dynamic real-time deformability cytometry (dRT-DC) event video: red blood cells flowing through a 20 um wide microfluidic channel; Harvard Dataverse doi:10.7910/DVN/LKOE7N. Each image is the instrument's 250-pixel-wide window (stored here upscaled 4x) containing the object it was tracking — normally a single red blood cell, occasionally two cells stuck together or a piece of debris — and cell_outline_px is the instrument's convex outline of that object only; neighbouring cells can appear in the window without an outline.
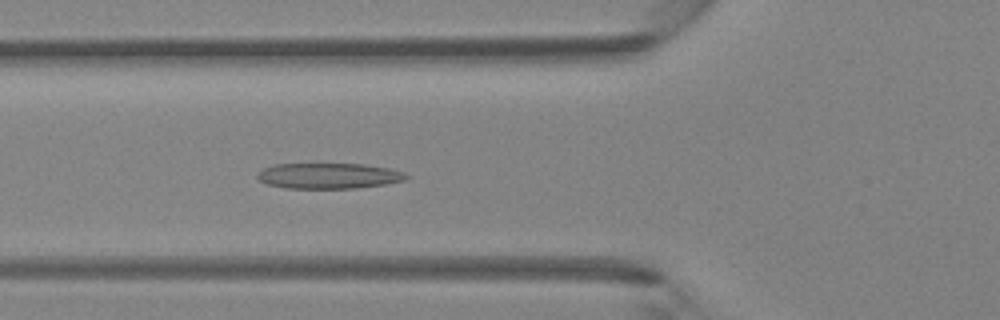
{"species": "Egyptian fruit bat (a non-hibernating species)", "species_latin": "Rousettus aegyptiacus", "temperature_condition": "room temperature", "stored_images_in_passage": 38, "camera_frame_rate_fps": 3000, "um_per_image_px": 0.085, "animal": {"sex": "female"}, "frame": {"image": 1, "passage_image": 8, "time_ms": 2.333, "image_size_px": [1000, 320], "cell_outline_px": [[412, 176], [408, 180], [384, 184], [356, 188], [284, 188], [268, 184], [260, 180], [256, 176], [264, 168], [272, 164], [364, 164], [388, 168], [404, 172]], "centroid_in_image_um": [27.99, 14.94], "position_along_channel_um": 97.8, "area_um2": 22.25}}
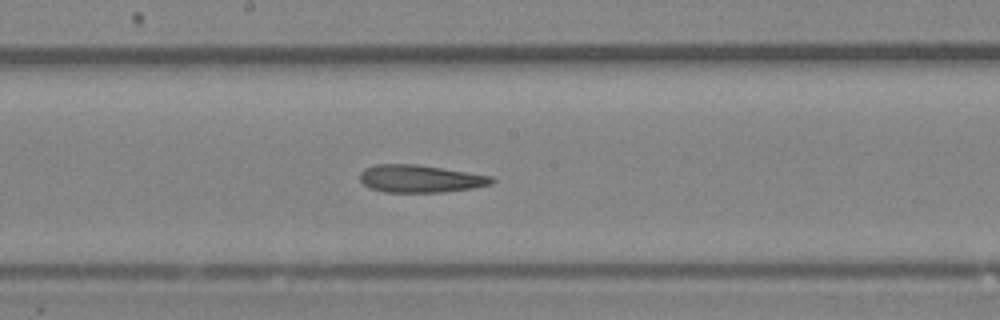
{"frame": {"image": 2, "passage_image": 16, "time_ms": 5.0, "image_size_px": [1000, 320], "cell_outline_px": [[496, 180], [492, 184], [472, 188], [444, 192], [384, 192], [368, 188], [360, 180], [360, 172], [364, 168], [376, 164], [416, 164], [492, 176]], "centroid_in_image_um": [35.7, 15.19], "position_along_channel_um": 212.5, "area_um2": 21.21}}
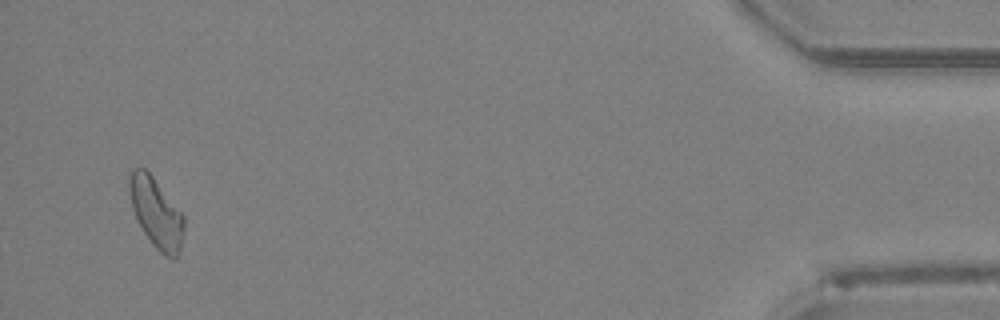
{"frame": {"image": 3, "passage_image": 36, "time_ms": 11.667, "image_size_px": [1000, 320], "cell_outline_px": [[184, 228], [180, 248], [176, 260], [172, 260], [164, 256], [152, 244], [136, 220], [132, 208], [128, 188], [128, 184], [132, 168], [144, 168], [152, 176], [184, 216]], "centroid_in_image_um": [13.27, 18.13], "position_along_channel_um": 421.9, "area_um2": 22.14}, "authors_computed_cell_mechanics": {"area_um2": 21.964, "velocity_mm_per_s": 4.3111, "shape_relaxation_time_tau1_ms": null, "shape_relaxation_time_tau2_ms": 4.1837, "deformation_change_tau1": null, "deformation_change_tau2": 0.161}}